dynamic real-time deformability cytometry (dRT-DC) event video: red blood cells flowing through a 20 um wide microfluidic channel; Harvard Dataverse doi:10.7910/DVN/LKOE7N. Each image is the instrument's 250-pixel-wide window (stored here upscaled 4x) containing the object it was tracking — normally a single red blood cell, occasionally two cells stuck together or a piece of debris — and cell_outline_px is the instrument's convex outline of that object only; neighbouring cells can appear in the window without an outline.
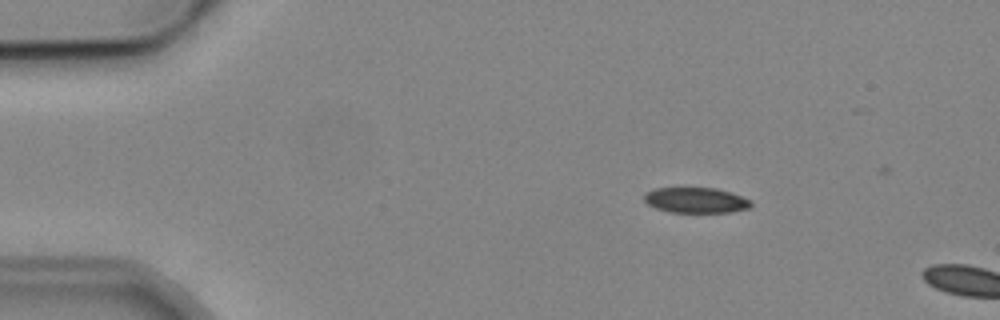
{"species": "common noctule bat (a hibernating species)", "species_latin": "Nyctalus noctula", "temperature_condition": "cold", "stored_images_in_passage": 4, "camera_frame_rate_fps": 3000, "um_per_image_px": 0.085, "animal": {"sex": "male", "body_mass_g": 19.2, "forearm_length_mm": 51.8}, "frame": {"image": 1, "passage_image": 2, "time_ms": 1.333, "image_size_px": [1000, 320], "cell_outline_px": [[752, 204], [748, 208], [728, 212], [672, 212], [656, 208], [648, 204], [644, 200], [644, 196], [648, 192], [656, 188], [716, 188], [732, 192], [752, 200]], "centroid_in_image_um": [59.19, 17.01], "position_along_channel_um": 25.8, "area_um2": 15.72}}